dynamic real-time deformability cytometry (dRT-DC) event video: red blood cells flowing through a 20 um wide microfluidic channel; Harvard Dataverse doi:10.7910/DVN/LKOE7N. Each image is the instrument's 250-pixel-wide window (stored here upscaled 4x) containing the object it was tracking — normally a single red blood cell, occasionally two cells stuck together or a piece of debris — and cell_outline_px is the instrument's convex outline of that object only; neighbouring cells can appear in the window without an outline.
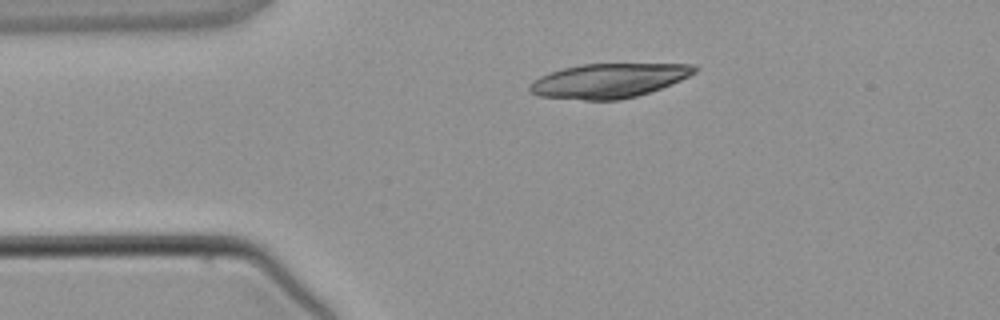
{"species": "common noctule bat (a hibernating species)", "species_latin": "Nyctalus noctula", "temperature_condition": "warm", "stored_images_in_passage": 3, "segment_of_instrument_passage": [2, 2], "camera_frame_rate_fps": 3000, "um_per_image_px": 0.085, "animal": {"sex": "male", "body_mass_g": 21.5, "forearm_length_mm": 52.0}, "frame": {"image": 1, "passage_image": 3, "time_ms": 3.333, "image_size_px": [1000, 320], "cell_outline_px": [[700, 68], [696, 72], [672, 84], [636, 96], [620, 100], [584, 100], [540, 96], [532, 92], [528, 88], [540, 76], [564, 68], [580, 64], [692, 64]], "centroid_in_image_um": [51.78, 6.85], "position_along_channel_um": 33.2, "area_um2": 32.66}}